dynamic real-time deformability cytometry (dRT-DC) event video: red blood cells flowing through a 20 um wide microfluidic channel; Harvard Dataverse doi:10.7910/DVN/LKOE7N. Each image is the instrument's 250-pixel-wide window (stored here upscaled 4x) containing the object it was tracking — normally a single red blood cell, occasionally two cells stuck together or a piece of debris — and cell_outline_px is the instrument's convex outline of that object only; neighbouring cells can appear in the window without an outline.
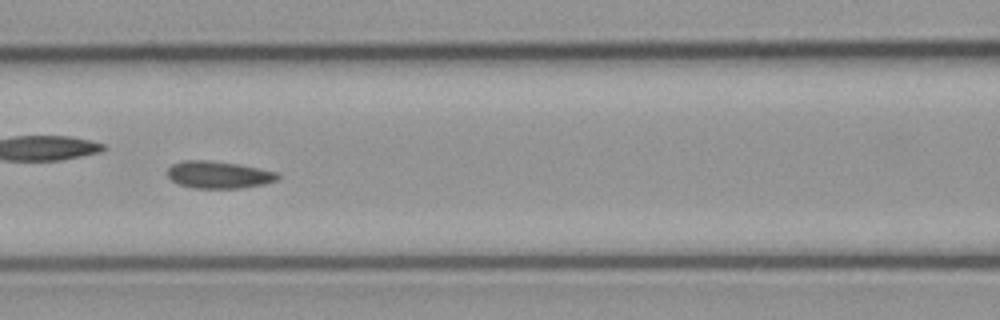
{"species": "common noctule bat (a hibernating species)", "species_latin": "Nyctalus noctula", "temperature_condition": "cold", "stored_images_in_passage": 57, "camera_frame_rate_fps": 3000, "um_per_image_px": 0.085, "animal": {"sex": "male", "body_mass_g": 23.1, "forearm_length_mm": 52.7}, "frame": {"image": 1, "passage_image": 25, "time_ms": 8.0, "image_size_px": [1000, 320], "cell_outline_px": [[280, 180], [264, 184], [244, 188], [192, 188], [176, 184], [168, 176], [168, 168], [172, 164], [184, 160], [208, 160], [236, 164], [260, 168], [280, 172]], "centroid_in_image_um": [18.63, 14.86], "position_along_channel_um": 148.0, "area_um2": 17.74}}
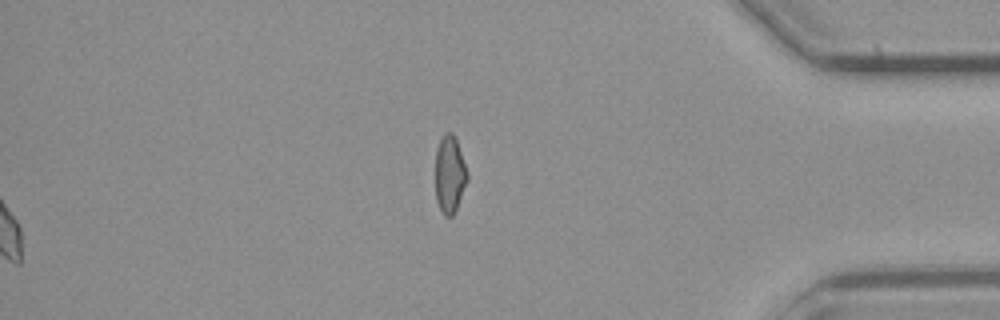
{"frame": {"image": 2, "passage_image": 57, "time_ms": 18.667, "image_size_px": [1000, 320], "cell_outline_px": [[468, 180], [456, 208], [452, 216], [444, 216], [440, 212], [436, 200], [436, 148], [444, 132], [452, 132], [456, 140], [468, 172]], "centroid_in_image_um": [38.21, 14.83], "position_along_channel_um": 397.0, "area_um2": 14.39}, "authors_computed_cell_mechanics": {"area_um2": 17.3978, "velocity_mm_per_s": 3.7404, "shape_relaxation_time_tau1_ms": 9.4386, "shape_relaxation_time_tau2_ms": 2.8372, "deformation_change_tau1": 0.1327, "deformation_change_tau2": 0.0637}}